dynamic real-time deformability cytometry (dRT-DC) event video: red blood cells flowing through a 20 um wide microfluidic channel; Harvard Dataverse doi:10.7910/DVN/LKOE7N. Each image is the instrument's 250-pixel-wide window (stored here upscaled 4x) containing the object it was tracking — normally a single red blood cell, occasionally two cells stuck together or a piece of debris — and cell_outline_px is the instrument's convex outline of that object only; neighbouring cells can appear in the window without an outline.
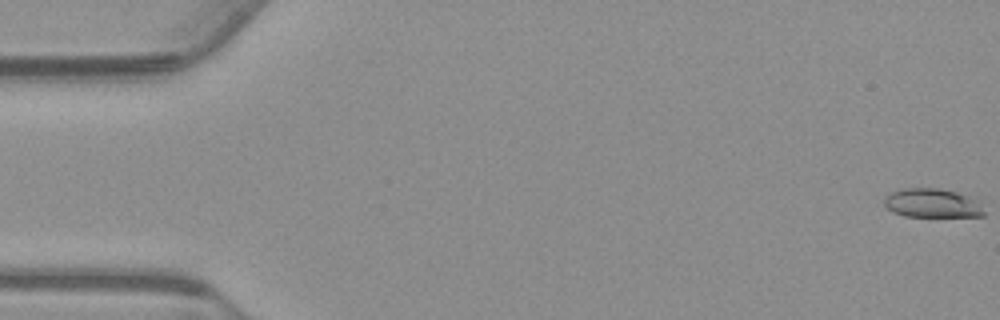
{"species": "common noctule bat (a hibernating species)", "species_latin": "Nyctalus noctula", "temperature_condition": "warm", "stored_images_in_passage": 50, "camera_frame_rate_fps": 3000, "um_per_image_px": 0.085, "animal": {"sex": "male", "body_mass_g": 23.1, "forearm_length_mm": 52.7}, "frame": {"image": 1, "passage_image": 1, "time_ms": 0.0, "image_size_px": [1000, 320], "cell_outline_px": [[984, 216], [904, 216], [892, 212], [884, 204], [884, 196], [892, 192], [904, 188], [940, 188], [956, 192], [968, 196], [976, 200], [984, 212]], "centroid_in_image_um": [79.19, 17.26], "position_along_channel_um": 5.8, "area_um2": 16.7}}
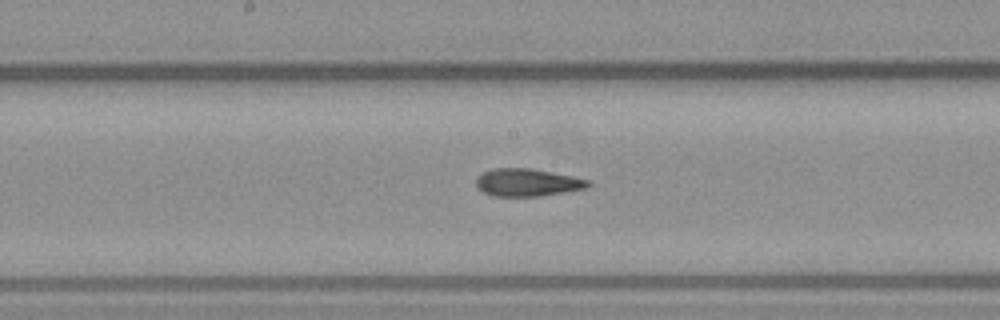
{"frame": {"image": 2, "passage_image": 29, "time_ms": 9.333, "image_size_px": [1000, 320], "cell_outline_px": [[592, 184], [588, 188], [540, 196], [492, 196], [476, 188], [476, 176], [492, 168], [532, 168], [592, 180]], "centroid_in_image_um": [44.84, 15.51], "position_along_channel_um": 203.4, "area_um2": 18.26}}
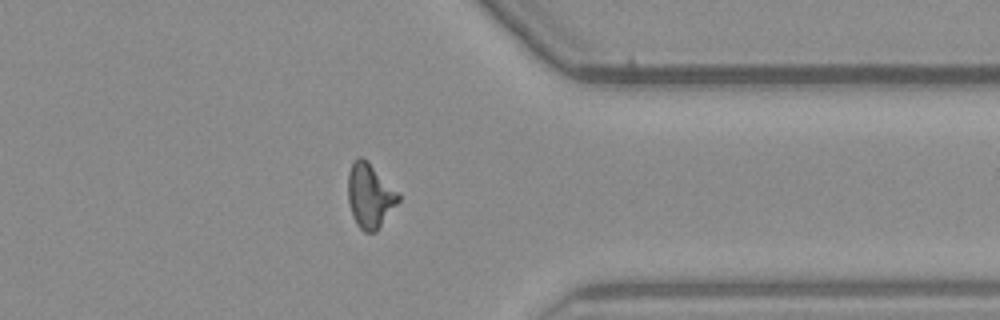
{"frame": {"image": 3, "passage_image": 44, "time_ms": 14.333, "image_size_px": [1000, 320], "cell_outline_px": [[400, 200], [376, 232], [364, 232], [356, 224], [352, 216], [348, 200], [348, 172], [356, 156], [360, 156], [400, 192]], "centroid_in_image_um": [31.44, 16.66], "position_along_channel_um": 380.0, "area_um2": 18.84}}